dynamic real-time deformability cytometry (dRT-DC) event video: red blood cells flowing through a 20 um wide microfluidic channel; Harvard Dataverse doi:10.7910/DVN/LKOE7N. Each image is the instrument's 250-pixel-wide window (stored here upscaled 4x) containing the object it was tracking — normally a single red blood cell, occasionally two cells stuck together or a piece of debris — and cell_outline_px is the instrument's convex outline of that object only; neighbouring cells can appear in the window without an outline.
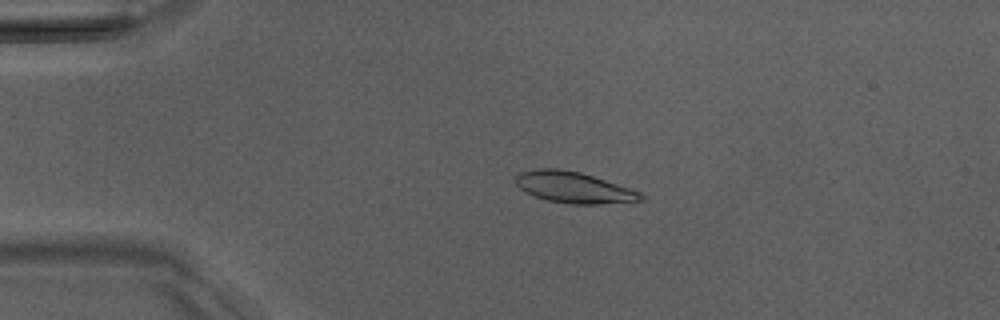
{"species": "Egyptian fruit bat (a non-hibernating species)", "species_latin": "Rousettus aegyptiacus", "temperature_condition": "room temperature", "stored_images_in_passage": 51, "camera_frame_rate_fps": 3000, "um_per_image_px": 0.085, "animal": {"sex": "male"}, "frame": {"image": 1, "passage_image": 11, "time_ms": 3.333, "image_size_px": [1000, 320], "cell_outline_px": [[644, 200], [600, 204], [568, 204], [544, 200], [532, 196], [524, 192], [516, 184], [516, 176], [520, 172], [536, 168], [560, 168], [580, 172], [640, 192], [644, 196]], "centroid_in_image_um": [48.7, 15.94], "position_along_channel_um": 36.3, "area_um2": 22.77}}
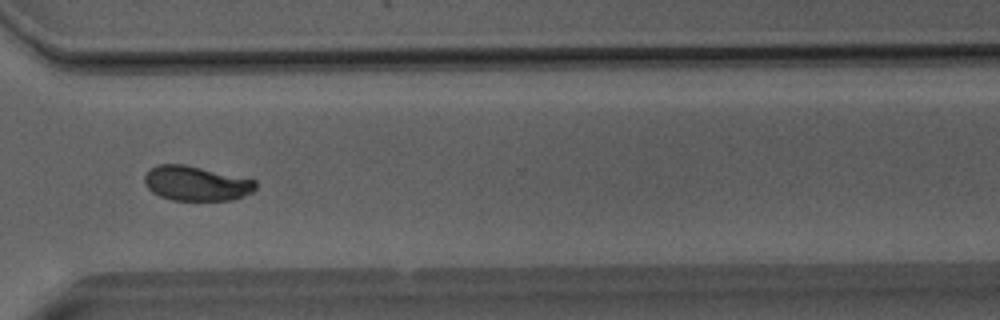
{"frame": {"image": 2, "passage_image": 38, "time_ms": 12.333, "image_size_px": [1000, 320], "cell_outline_px": [[256, 188], [252, 192], [244, 196], [232, 200], [172, 200], [160, 196], [152, 192], [144, 184], [144, 176], [156, 164], [184, 164], [256, 180]], "centroid_in_image_um": [16.67, 15.59], "position_along_channel_um": 353.9, "area_um2": 22.43}}
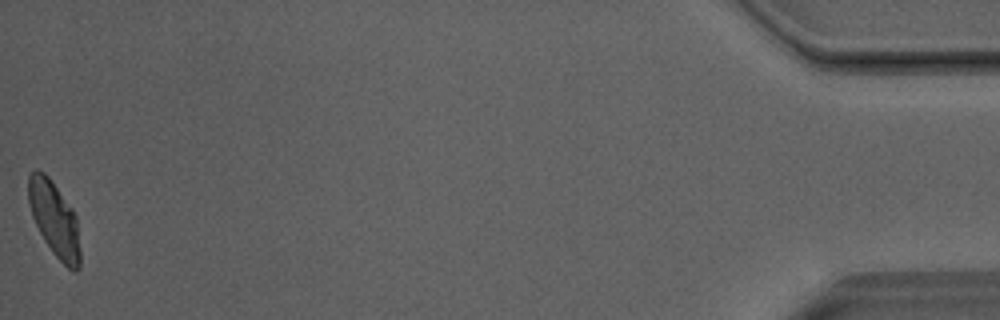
{"frame": {"image": 3, "passage_image": 51, "time_ms": 16.667, "image_size_px": [1000, 320], "cell_outline_px": [[80, 268], [76, 272], [72, 272], [52, 252], [44, 240], [32, 216], [28, 204], [28, 176], [36, 168], [44, 172], [48, 176], [72, 208], [76, 216], [80, 248]], "centroid_in_image_um": [4.63, 18.63], "position_along_channel_um": 430.6, "area_um2": 22.66}, "authors_computed_cell_mechanics": {"area_um2": 22.7732, "velocity_mm_per_s": 4.0058, "shape_relaxation_time_tau1_ms": 4.1329, "shape_relaxation_time_tau2_ms": null, "deformation_change_tau1": 0.1527, "deformation_change_tau2": null}}